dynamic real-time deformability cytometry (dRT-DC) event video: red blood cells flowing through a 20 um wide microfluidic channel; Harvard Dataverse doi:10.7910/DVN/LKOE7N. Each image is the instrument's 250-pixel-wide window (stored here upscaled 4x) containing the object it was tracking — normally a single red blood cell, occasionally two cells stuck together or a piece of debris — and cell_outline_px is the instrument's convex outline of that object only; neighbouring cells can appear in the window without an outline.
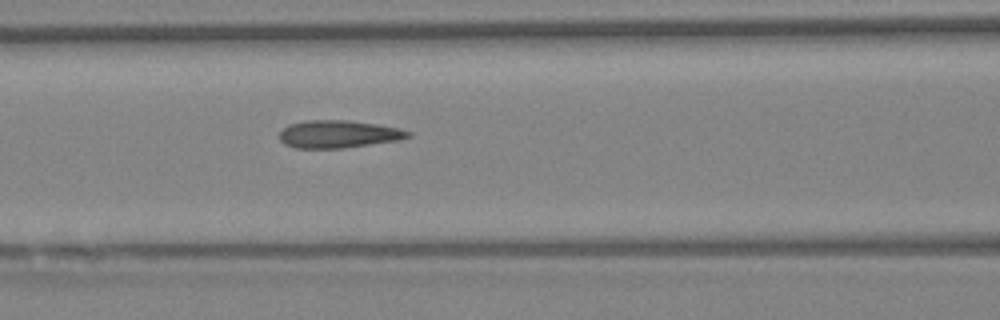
{"species": "Egyptian fruit bat (a non-hibernating species)", "species_latin": "Rousettus aegyptiacus", "temperature_condition": "warm", "stored_images_in_passage": 6, "segment_of_instrument_passage": [1, 2], "camera_frame_rate_fps": 3000, "um_per_image_px": 0.085, "animal": {"sex": "female"}, "frame": {"image": 1, "passage_image": 5, "time_ms": 1.333, "image_size_px": [1000, 320], "cell_outline_px": [[412, 136], [400, 140], [344, 148], [296, 148], [284, 144], [280, 140], [280, 132], [288, 124], [304, 120], [348, 120], [376, 124], [400, 128], [412, 132]], "centroid_in_image_um": [28.79, 11.4], "position_along_channel_um": 137.8, "area_um2": 20.87}}